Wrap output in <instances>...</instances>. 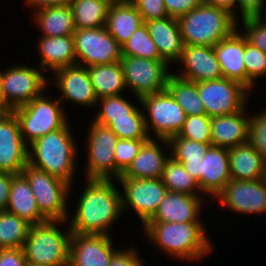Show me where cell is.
Returning a JSON list of instances; mask_svg holds the SVG:
<instances>
[{"label": "cell", "instance_id": "obj_15", "mask_svg": "<svg viewBox=\"0 0 266 266\" xmlns=\"http://www.w3.org/2000/svg\"><path fill=\"white\" fill-rule=\"evenodd\" d=\"M215 201L219 209L223 207L232 214H263L266 212V179L231 180Z\"/></svg>", "mask_w": 266, "mask_h": 266}, {"label": "cell", "instance_id": "obj_4", "mask_svg": "<svg viewBox=\"0 0 266 266\" xmlns=\"http://www.w3.org/2000/svg\"><path fill=\"white\" fill-rule=\"evenodd\" d=\"M177 20L184 45L214 47L238 29V20L232 14L206 1Z\"/></svg>", "mask_w": 266, "mask_h": 266}, {"label": "cell", "instance_id": "obj_57", "mask_svg": "<svg viewBox=\"0 0 266 266\" xmlns=\"http://www.w3.org/2000/svg\"><path fill=\"white\" fill-rule=\"evenodd\" d=\"M108 1H110L111 3H114V2H120L122 0H108Z\"/></svg>", "mask_w": 266, "mask_h": 266}, {"label": "cell", "instance_id": "obj_49", "mask_svg": "<svg viewBox=\"0 0 266 266\" xmlns=\"http://www.w3.org/2000/svg\"><path fill=\"white\" fill-rule=\"evenodd\" d=\"M25 263L23 248L0 249V266H24Z\"/></svg>", "mask_w": 266, "mask_h": 266}, {"label": "cell", "instance_id": "obj_29", "mask_svg": "<svg viewBox=\"0 0 266 266\" xmlns=\"http://www.w3.org/2000/svg\"><path fill=\"white\" fill-rule=\"evenodd\" d=\"M32 22L41 36L55 37L73 35L75 32L72 9L69 3L44 7L32 12Z\"/></svg>", "mask_w": 266, "mask_h": 266}, {"label": "cell", "instance_id": "obj_10", "mask_svg": "<svg viewBox=\"0 0 266 266\" xmlns=\"http://www.w3.org/2000/svg\"><path fill=\"white\" fill-rule=\"evenodd\" d=\"M86 132V169L83 173L85 179L115 180L114 152L118 141L117 135L109 126L100 124L91 119ZM87 153V154H86Z\"/></svg>", "mask_w": 266, "mask_h": 266}, {"label": "cell", "instance_id": "obj_52", "mask_svg": "<svg viewBox=\"0 0 266 266\" xmlns=\"http://www.w3.org/2000/svg\"><path fill=\"white\" fill-rule=\"evenodd\" d=\"M208 4L226 10L237 19V0H205Z\"/></svg>", "mask_w": 266, "mask_h": 266}, {"label": "cell", "instance_id": "obj_17", "mask_svg": "<svg viewBox=\"0 0 266 266\" xmlns=\"http://www.w3.org/2000/svg\"><path fill=\"white\" fill-rule=\"evenodd\" d=\"M28 164V146L13 111L0 115V172L19 175Z\"/></svg>", "mask_w": 266, "mask_h": 266}, {"label": "cell", "instance_id": "obj_41", "mask_svg": "<svg viewBox=\"0 0 266 266\" xmlns=\"http://www.w3.org/2000/svg\"><path fill=\"white\" fill-rule=\"evenodd\" d=\"M176 136L200 143L212 144L211 118L207 115L186 116L182 129Z\"/></svg>", "mask_w": 266, "mask_h": 266}, {"label": "cell", "instance_id": "obj_7", "mask_svg": "<svg viewBox=\"0 0 266 266\" xmlns=\"http://www.w3.org/2000/svg\"><path fill=\"white\" fill-rule=\"evenodd\" d=\"M21 174L30 184L40 214L48 221H67L71 212L68 202L74 188L29 164Z\"/></svg>", "mask_w": 266, "mask_h": 266}, {"label": "cell", "instance_id": "obj_23", "mask_svg": "<svg viewBox=\"0 0 266 266\" xmlns=\"http://www.w3.org/2000/svg\"><path fill=\"white\" fill-rule=\"evenodd\" d=\"M36 50L40 58L38 67L45 73L76 64L73 35L36 38Z\"/></svg>", "mask_w": 266, "mask_h": 266}, {"label": "cell", "instance_id": "obj_35", "mask_svg": "<svg viewBox=\"0 0 266 266\" xmlns=\"http://www.w3.org/2000/svg\"><path fill=\"white\" fill-rule=\"evenodd\" d=\"M92 119L100 124L109 126L119 139H149L142 107H139L128 117Z\"/></svg>", "mask_w": 266, "mask_h": 266}, {"label": "cell", "instance_id": "obj_3", "mask_svg": "<svg viewBox=\"0 0 266 266\" xmlns=\"http://www.w3.org/2000/svg\"><path fill=\"white\" fill-rule=\"evenodd\" d=\"M68 122L28 146V164L74 187L78 168L79 142Z\"/></svg>", "mask_w": 266, "mask_h": 266}, {"label": "cell", "instance_id": "obj_8", "mask_svg": "<svg viewBox=\"0 0 266 266\" xmlns=\"http://www.w3.org/2000/svg\"><path fill=\"white\" fill-rule=\"evenodd\" d=\"M45 72L38 66L11 65L2 70L1 93L2 109L12 111L13 109L29 103L34 98L50 90L49 79ZM49 88V89H47Z\"/></svg>", "mask_w": 266, "mask_h": 266}, {"label": "cell", "instance_id": "obj_13", "mask_svg": "<svg viewBox=\"0 0 266 266\" xmlns=\"http://www.w3.org/2000/svg\"><path fill=\"white\" fill-rule=\"evenodd\" d=\"M116 182L122 187L123 213L133 210L143 226L155 215L168 192L161 178H119Z\"/></svg>", "mask_w": 266, "mask_h": 266}, {"label": "cell", "instance_id": "obj_30", "mask_svg": "<svg viewBox=\"0 0 266 266\" xmlns=\"http://www.w3.org/2000/svg\"><path fill=\"white\" fill-rule=\"evenodd\" d=\"M232 180L264 178L263 157L247 142L228 148Z\"/></svg>", "mask_w": 266, "mask_h": 266}, {"label": "cell", "instance_id": "obj_50", "mask_svg": "<svg viewBox=\"0 0 266 266\" xmlns=\"http://www.w3.org/2000/svg\"><path fill=\"white\" fill-rule=\"evenodd\" d=\"M14 176L10 173L0 172V211H5L7 207L12 178Z\"/></svg>", "mask_w": 266, "mask_h": 266}, {"label": "cell", "instance_id": "obj_16", "mask_svg": "<svg viewBox=\"0 0 266 266\" xmlns=\"http://www.w3.org/2000/svg\"><path fill=\"white\" fill-rule=\"evenodd\" d=\"M52 75L54 78L49 79V85L51 89L55 86L59 91L58 99L62 105L68 101L76 106L96 108L98 97L86 66L75 64L63 67L54 71Z\"/></svg>", "mask_w": 266, "mask_h": 266}, {"label": "cell", "instance_id": "obj_2", "mask_svg": "<svg viewBox=\"0 0 266 266\" xmlns=\"http://www.w3.org/2000/svg\"><path fill=\"white\" fill-rule=\"evenodd\" d=\"M205 223L147 222L145 237L158 252L183 262H201L215 249ZM185 260V261H184Z\"/></svg>", "mask_w": 266, "mask_h": 266}, {"label": "cell", "instance_id": "obj_46", "mask_svg": "<svg viewBox=\"0 0 266 266\" xmlns=\"http://www.w3.org/2000/svg\"><path fill=\"white\" fill-rule=\"evenodd\" d=\"M135 245L119 248L112 256L109 266H144L146 262Z\"/></svg>", "mask_w": 266, "mask_h": 266}, {"label": "cell", "instance_id": "obj_11", "mask_svg": "<svg viewBox=\"0 0 266 266\" xmlns=\"http://www.w3.org/2000/svg\"><path fill=\"white\" fill-rule=\"evenodd\" d=\"M120 63L126 89H130L134 98L164 91L168 78L173 73L172 66L164 60L122 56Z\"/></svg>", "mask_w": 266, "mask_h": 266}, {"label": "cell", "instance_id": "obj_44", "mask_svg": "<svg viewBox=\"0 0 266 266\" xmlns=\"http://www.w3.org/2000/svg\"><path fill=\"white\" fill-rule=\"evenodd\" d=\"M248 143L264 158L266 157V109L250 113Z\"/></svg>", "mask_w": 266, "mask_h": 266}, {"label": "cell", "instance_id": "obj_24", "mask_svg": "<svg viewBox=\"0 0 266 266\" xmlns=\"http://www.w3.org/2000/svg\"><path fill=\"white\" fill-rule=\"evenodd\" d=\"M249 105L237 113L211 118L212 145L231 148L248 142Z\"/></svg>", "mask_w": 266, "mask_h": 266}, {"label": "cell", "instance_id": "obj_22", "mask_svg": "<svg viewBox=\"0 0 266 266\" xmlns=\"http://www.w3.org/2000/svg\"><path fill=\"white\" fill-rule=\"evenodd\" d=\"M231 180L228 148L210 145L201 161L202 194L215 200Z\"/></svg>", "mask_w": 266, "mask_h": 266}, {"label": "cell", "instance_id": "obj_14", "mask_svg": "<svg viewBox=\"0 0 266 266\" xmlns=\"http://www.w3.org/2000/svg\"><path fill=\"white\" fill-rule=\"evenodd\" d=\"M73 38L78 65L89 67L110 64L122 58L121 45L108 33L105 26L76 29Z\"/></svg>", "mask_w": 266, "mask_h": 266}, {"label": "cell", "instance_id": "obj_34", "mask_svg": "<svg viewBox=\"0 0 266 266\" xmlns=\"http://www.w3.org/2000/svg\"><path fill=\"white\" fill-rule=\"evenodd\" d=\"M163 184L168 191L183 193L195 197H205L200 189L198 181L194 179L183 165L170 156L164 165Z\"/></svg>", "mask_w": 266, "mask_h": 266}, {"label": "cell", "instance_id": "obj_20", "mask_svg": "<svg viewBox=\"0 0 266 266\" xmlns=\"http://www.w3.org/2000/svg\"><path fill=\"white\" fill-rule=\"evenodd\" d=\"M169 157L170 145L167 139L149 138L142 144L138 155L119 178H162L164 165Z\"/></svg>", "mask_w": 266, "mask_h": 266}, {"label": "cell", "instance_id": "obj_47", "mask_svg": "<svg viewBox=\"0 0 266 266\" xmlns=\"http://www.w3.org/2000/svg\"><path fill=\"white\" fill-rule=\"evenodd\" d=\"M265 11L266 0H237L238 21L243 18L263 16Z\"/></svg>", "mask_w": 266, "mask_h": 266}, {"label": "cell", "instance_id": "obj_33", "mask_svg": "<svg viewBox=\"0 0 266 266\" xmlns=\"http://www.w3.org/2000/svg\"><path fill=\"white\" fill-rule=\"evenodd\" d=\"M186 116L206 115L196 82L188 81L174 73L168 78L167 88Z\"/></svg>", "mask_w": 266, "mask_h": 266}, {"label": "cell", "instance_id": "obj_25", "mask_svg": "<svg viewBox=\"0 0 266 266\" xmlns=\"http://www.w3.org/2000/svg\"><path fill=\"white\" fill-rule=\"evenodd\" d=\"M214 52L224 78L237 81L247 87L244 57V34L236 29L229 37L214 46Z\"/></svg>", "mask_w": 266, "mask_h": 266}, {"label": "cell", "instance_id": "obj_21", "mask_svg": "<svg viewBox=\"0 0 266 266\" xmlns=\"http://www.w3.org/2000/svg\"><path fill=\"white\" fill-rule=\"evenodd\" d=\"M207 198L168 191L155 215L148 222L204 223L202 212ZM206 203V204H205ZM203 220V221H202Z\"/></svg>", "mask_w": 266, "mask_h": 266}, {"label": "cell", "instance_id": "obj_28", "mask_svg": "<svg viewBox=\"0 0 266 266\" xmlns=\"http://www.w3.org/2000/svg\"><path fill=\"white\" fill-rule=\"evenodd\" d=\"M5 211L17 215L30 225L47 221L40 214L30 184L22 174L15 175L12 178L9 200Z\"/></svg>", "mask_w": 266, "mask_h": 266}, {"label": "cell", "instance_id": "obj_18", "mask_svg": "<svg viewBox=\"0 0 266 266\" xmlns=\"http://www.w3.org/2000/svg\"><path fill=\"white\" fill-rule=\"evenodd\" d=\"M114 236L72 233L69 266H109L115 248Z\"/></svg>", "mask_w": 266, "mask_h": 266}, {"label": "cell", "instance_id": "obj_32", "mask_svg": "<svg viewBox=\"0 0 266 266\" xmlns=\"http://www.w3.org/2000/svg\"><path fill=\"white\" fill-rule=\"evenodd\" d=\"M75 29L102 28L106 24L108 0H69Z\"/></svg>", "mask_w": 266, "mask_h": 266}, {"label": "cell", "instance_id": "obj_38", "mask_svg": "<svg viewBox=\"0 0 266 266\" xmlns=\"http://www.w3.org/2000/svg\"><path fill=\"white\" fill-rule=\"evenodd\" d=\"M124 94L99 98L95 115L92 118H121L133 114L140 106V98H136L137 105L127 99ZM139 103V105H138Z\"/></svg>", "mask_w": 266, "mask_h": 266}, {"label": "cell", "instance_id": "obj_53", "mask_svg": "<svg viewBox=\"0 0 266 266\" xmlns=\"http://www.w3.org/2000/svg\"><path fill=\"white\" fill-rule=\"evenodd\" d=\"M186 171L198 181L201 189V161L195 162H180Z\"/></svg>", "mask_w": 266, "mask_h": 266}, {"label": "cell", "instance_id": "obj_12", "mask_svg": "<svg viewBox=\"0 0 266 266\" xmlns=\"http://www.w3.org/2000/svg\"><path fill=\"white\" fill-rule=\"evenodd\" d=\"M196 84L206 115L210 118L243 110L252 94L241 83L224 77Z\"/></svg>", "mask_w": 266, "mask_h": 266}, {"label": "cell", "instance_id": "obj_45", "mask_svg": "<svg viewBox=\"0 0 266 266\" xmlns=\"http://www.w3.org/2000/svg\"><path fill=\"white\" fill-rule=\"evenodd\" d=\"M141 14L144 23L168 17L164 0H130Z\"/></svg>", "mask_w": 266, "mask_h": 266}, {"label": "cell", "instance_id": "obj_54", "mask_svg": "<svg viewBox=\"0 0 266 266\" xmlns=\"http://www.w3.org/2000/svg\"><path fill=\"white\" fill-rule=\"evenodd\" d=\"M1 76H2V69L0 70V107L2 108Z\"/></svg>", "mask_w": 266, "mask_h": 266}, {"label": "cell", "instance_id": "obj_55", "mask_svg": "<svg viewBox=\"0 0 266 266\" xmlns=\"http://www.w3.org/2000/svg\"><path fill=\"white\" fill-rule=\"evenodd\" d=\"M263 165H264V178L266 179V157L263 158Z\"/></svg>", "mask_w": 266, "mask_h": 266}, {"label": "cell", "instance_id": "obj_37", "mask_svg": "<svg viewBox=\"0 0 266 266\" xmlns=\"http://www.w3.org/2000/svg\"><path fill=\"white\" fill-rule=\"evenodd\" d=\"M122 56H134L144 59L163 60L151 39L146 23L140 26L122 46Z\"/></svg>", "mask_w": 266, "mask_h": 266}, {"label": "cell", "instance_id": "obj_51", "mask_svg": "<svg viewBox=\"0 0 266 266\" xmlns=\"http://www.w3.org/2000/svg\"><path fill=\"white\" fill-rule=\"evenodd\" d=\"M66 3H69V0H24L23 6H26L32 13L44 7L63 5Z\"/></svg>", "mask_w": 266, "mask_h": 266}, {"label": "cell", "instance_id": "obj_43", "mask_svg": "<svg viewBox=\"0 0 266 266\" xmlns=\"http://www.w3.org/2000/svg\"><path fill=\"white\" fill-rule=\"evenodd\" d=\"M238 28L249 43L266 53V19L263 16L243 18L238 21Z\"/></svg>", "mask_w": 266, "mask_h": 266}, {"label": "cell", "instance_id": "obj_5", "mask_svg": "<svg viewBox=\"0 0 266 266\" xmlns=\"http://www.w3.org/2000/svg\"><path fill=\"white\" fill-rule=\"evenodd\" d=\"M68 221H45L30 226L23 251L26 262L38 266H69L72 232ZM67 225L64 230L60 227Z\"/></svg>", "mask_w": 266, "mask_h": 266}, {"label": "cell", "instance_id": "obj_27", "mask_svg": "<svg viewBox=\"0 0 266 266\" xmlns=\"http://www.w3.org/2000/svg\"><path fill=\"white\" fill-rule=\"evenodd\" d=\"M144 24L143 18L130 0L110 4L105 27L122 46Z\"/></svg>", "mask_w": 266, "mask_h": 266}, {"label": "cell", "instance_id": "obj_58", "mask_svg": "<svg viewBox=\"0 0 266 266\" xmlns=\"http://www.w3.org/2000/svg\"><path fill=\"white\" fill-rule=\"evenodd\" d=\"M4 112V110L0 107V115Z\"/></svg>", "mask_w": 266, "mask_h": 266}, {"label": "cell", "instance_id": "obj_40", "mask_svg": "<svg viewBox=\"0 0 266 266\" xmlns=\"http://www.w3.org/2000/svg\"><path fill=\"white\" fill-rule=\"evenodd\" d=\"M243 62L246 67L247 88L254 91L252 89L257 86L256 80L266 76V53L249 43L245 35Z\"/></svg>", "mask_w": 266, "mask_h": 266}, {"label": "cell", "instance_id": "obj_6", "mask_svg": "<svg viewBox=\"0 0 266 266\" xmlns=\"http://www.w3.org/2000/svg\"><path fill=\"white\" fill-rule=\"evenodd\" d=\"M57 97H48L44 92L29 103L12 110L19 121L21 136L27 146L70 122L68 111Z\"/></svg>", "mask_w": 266, "mask_h": 266}, {"label": "cell", "instance_id": "obj_36", "mask_svg": "<svg viewBox=\"0 0 266 266\" xmlns=\"http://www.w3.org/2000/svg\"><path fill=\"white\" fill-rule=\"evenodd\" d=\"M30 226L17 215L0 211V249L23 248Z\"/></svg>", "mask_w": 266, "mask_h": 266}, {"label": "cell", "instance_id": "obj_56", "mask_svg": "<svg viewBox=\"0 0 266 266\" xmlns=\"http://www.w3.org/2000/svg\"><path fill=\"white\" fill-rule=\"evenodd\" d=\"M24 266H38V265H35V264H31V263L26 262Z\"/></svg>", "mask_w": 266, "mask_h": 266}, {"label": "cell", "instance_id": "obj_9", "mask_svg": "<svg viewBox=\"0 0 266 266\" xmlns=\"http://www.w3.org/2000/svg\"><path fill=\"white\" fill-rule=\"evenodd\" d=\"M140 104L144 109L145 126L149 138L169 140L178 135L186 120V114L167 89L142 96Z\"/></svg>", "mask_w": 266, "mask_h": 266}, {"label": "cell", "instance_id": "obj_42", "mask_svg": "<svg viewBox=\"0 0 266 266\" xmlns=\"http://www.w3.org/2000/svg\"><path fill=\"white\" fill-rule=\"evenodd\" d=\"M148 139H118L114 152L115 180L128 168Z\"/></svg>", "mask_w": 266, "mask_h": 266}, {"label": "cell", "instance_id": "obj_19", "mask_svg": "<svg viewBox=\"0 0 266 266\" xmlns=\"http://www.w3.org/2000/svg\"><path fill=\"white\" fill-rule=\"evenodd\" d=\"M176 64L181 65V69L176 68V72H172L188 81L197 83L223 77L214 47L184 45L181 58Z\"/></svg>", "mask_w": 266, "mask_h": 266}, {"label": "cell", "instance_id": "obj_48", "mask_svg": "<svg viewBox=\"0 0 266 266\" xmlns=\"http://www.w3.org/2000/svg\"><path fill=\"white\" fill-rule=\"evenodd\" d=\"M205 0H164L168 16L178 19L192 9L198 7Z\"/></svg>", "mask_w": 266, "mask_h": 266}, {"label": "cell", "instance_id": "obj_1", "mask_svg": "<svg viewBox=\"0 0 266 266\" xmlns=\"http://www.w3.org/2000/svg\"><path fill=\"white\" fill-rule=\"evenodd\" d=\"M84 184L67 220L71 232L112 236L113 225L124 215L121 190L115 180L85 179Z\"/></svg>", "mask_w": 266, "mask_h": 266}, {"label": "cell", "instance_id": "obj_39", "mask_svg": "<svg viewBox=\"0 0 266 266\" xmlns=\"http://www.w3.org/2000/svg\"><path fill=\"white\" fill-rule=\"evenodd\" d=\"M168 141L170 156L178 162L203 161L206 151L212 145L181 138L180 136H173Z\"/></svg>", "mask_w": 266, "mask_h": 266}, {"label": "cell", "instance_id": "obj_26", "mask_svg": "<svg viewBox=\"0 0 266 266\" xmlns=\"http://www.w3.org/2000/svg\"><path fill=\"white\" fill-rule=\"evenodd\" d=\"M145 23L160 57L170 66H176L175 63L180 60L184 48L178 20L168 16Z\"/></svg>", "mask_w": 266, "mask_h": 266}, {"label": "cell", "instance_id": "obj_31", "mask_svg": "<svg viewBox=\"0 0 266 266\" xmlns=\"http://www.w3.org/2000/svg\"><path fill=\"white\" fill-rule=\"evenodd\" d=\"M90 81L99 98L123 94L126 90L123 68L120 63L99 64L87 67Z\"/></svg>", "mask_w": 266, "mask_h": 266}]
</instances>
